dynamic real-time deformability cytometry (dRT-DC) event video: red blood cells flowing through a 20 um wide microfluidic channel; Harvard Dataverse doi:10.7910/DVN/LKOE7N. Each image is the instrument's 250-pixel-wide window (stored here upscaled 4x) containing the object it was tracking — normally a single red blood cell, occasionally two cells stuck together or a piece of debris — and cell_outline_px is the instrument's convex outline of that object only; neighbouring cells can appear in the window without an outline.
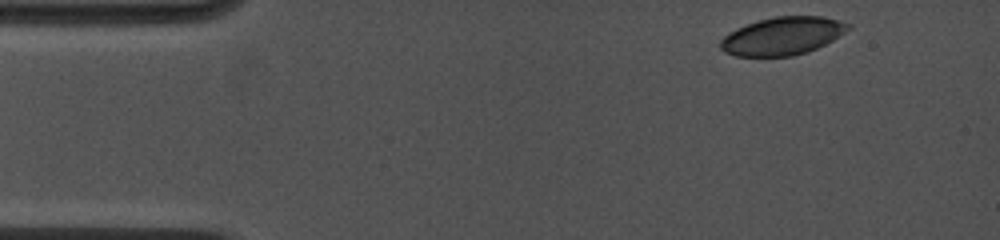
{"species": "common noctule bat (a hibernating species)", "species_latin": "Nyctalus noctula", "temperature_condition": "cold", "stored_images_in_passage": 5, "camera_frame_rate_fps": 4500, "um_per_image_px": 0.085, "animal": {"sex": "female", "body_mass_g": 19.0, "forearm_length_mm": 53.3}, "frame": {"image": 1, "passage_image": 1, "time_ms": 0.0, "image_size_px": [1000, 240], "cell_outline_px": [[852, 28], [832, 40], [808, 52], [792, 56], [736, 56], [724, 52], [720, 48], [720, 40], [728, 32], [748, 24], [760, 20], [776, 16], [824, 16], [852, 24]], "centroid_in_image_um": [66.53, 3.06], "position_along_channel_um": 18.5, "area_um2": 28.21}}
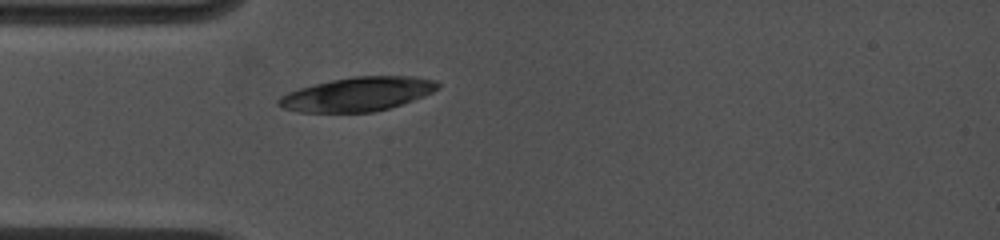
{"frame": {"image": 2, "passage_image": 5, "time_ms": 3.111, "image_size_px": [1000, 240], "cell_outline_px": [[440, 88], [424, 96], [388, 108], [372, 112], [296, 112], [284, 108], [276, 104], [276, 100], [280, 96], [288, 92], [300, 88], [332, 80], [352, 76], [412, 76], [436, 80], [440, 84]], "centroid_in_image_um": [30.38, 8.0], "position_along_channel_um": 54.6, "area_um2": 31.44}}